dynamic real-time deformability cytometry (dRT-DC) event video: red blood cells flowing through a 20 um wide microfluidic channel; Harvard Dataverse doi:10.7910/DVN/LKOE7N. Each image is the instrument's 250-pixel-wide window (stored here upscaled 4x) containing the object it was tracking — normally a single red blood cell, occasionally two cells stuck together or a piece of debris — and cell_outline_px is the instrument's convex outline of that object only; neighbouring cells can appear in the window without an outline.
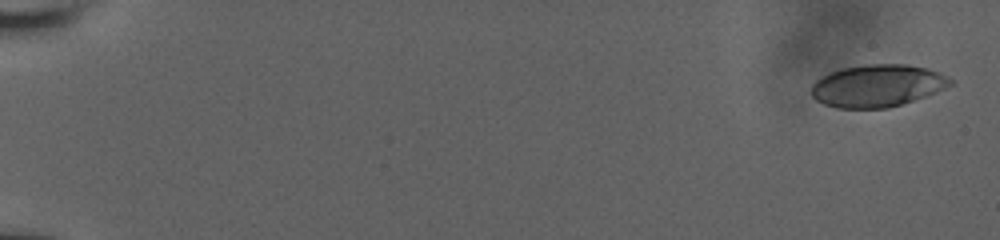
{"species": "human", "species_latin": "Homo sapiens", "temperature_condition": "room temperature", "stored_images_in_passage": 87, "camera_frame_rate_fps": 3000, "um_per_image_px": 0.085, "donor": {"sex": "male"}, "frame": {"image": 1, "passage_image": 1, "time_ms": 0.0, "image_size_px": [1000, 240], "cell_outline_px": [[952, 84], [936, 92], [888, 108], [836, 108], [824, 104], [816, 100], [812, 96], [812, 84], [820, 76], [844, 68], [864, 64], [904, 64], [928, 68], [940, 72], [948, 76], [952, 80]], "centroid_in_image_um": [74.57, 7.28], "position_along_channel_um": 10.4, "area_um2": 34.16}}
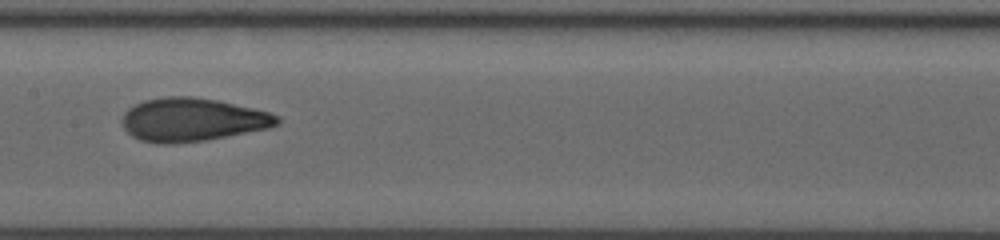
{"frame": {"image": 2, "passage_image": 48, "time_ms": 10.0, "image_size_px": [1000, 240], "cell_outline_px": [[280, 124], [268, 128], [204, 140], [172, 144], [156, 144], [140, 140], [132, 136], [124, 128], [120, 120], [124, 112], [128, 108], [144, 100], [164, 96], [192, 96], [216, 100], [252, 108], [268, 112], [280, 116]], "centroid_in_image_um": [16.3, 10.17], "position_along_channel_um": 191.1, "area_um2": 39.19}}
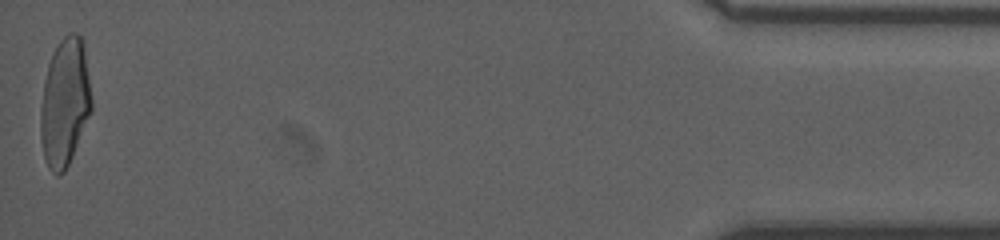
{"frame": {"image": 3, "passage_image": 87, "time_ms": 18.333, "image_size_px": [1000, 240], "cell_outline_px": [[92, 112], [72, 156], [64, 172], [56, 176], [48, 168], [44, 156], [40, 140], [40, 108], [44, 80], [48, 64], [52, 52], [60, 40], [68, 32], [76, 32], [80, 36], [84, 48], [92, 100]], "centroid_in_image_um": [5.5, 8.72], "position_along_channel_um": 429.7, "area_um2": 38.26}, "authors_computed_cell_mechanics": {"area_um2": 37.4544, "velocity_mm_per_s": 3.8612, "shape_relaxation_time_tau1_ms": 7.4341, "shape_relaxation_time_tau2_ms": 1.3629, "deformation_change_tau1": 0.244, "deformation_change_tau2": 0.0856}}